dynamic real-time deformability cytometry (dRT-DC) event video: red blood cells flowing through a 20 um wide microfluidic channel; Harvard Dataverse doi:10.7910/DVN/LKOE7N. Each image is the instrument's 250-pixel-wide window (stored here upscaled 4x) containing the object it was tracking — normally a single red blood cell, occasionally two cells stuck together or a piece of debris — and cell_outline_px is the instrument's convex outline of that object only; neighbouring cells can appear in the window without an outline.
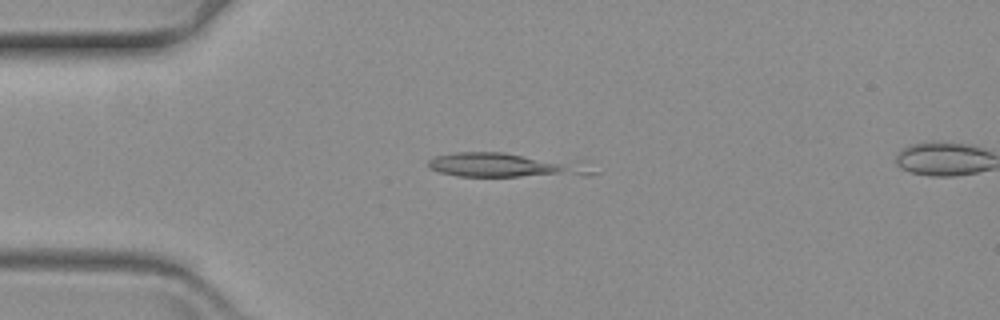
{"species": "common noctule bat (a hibernating species)", "species_latin": "Nyctalus noctula", "temperature_condition": "warm", "stored_images_in_passage": 20, "camera_frame_rate_fps": 3000, "um_per_image_px": 0.085, "animal": {"sex": "female", "body_mass_g": 19.3, "forearm_length_mm": 54.1}, "frame": {"image": 1, "passage_image": 15, "time_ms": 4.667, "image_size_px": [1000, 320], "cell_outline_px": [[600, 172], [592, 176], [456, 176], [440, 172], [432, 168], [428, 164], [428, 160], [436, 156], [456, 152], [504, 152], [588, 160]], "centroid_in_image_um": [43.33, 14.03], "position_along_channel_um": 41.7, "area_um2": 24.57}}